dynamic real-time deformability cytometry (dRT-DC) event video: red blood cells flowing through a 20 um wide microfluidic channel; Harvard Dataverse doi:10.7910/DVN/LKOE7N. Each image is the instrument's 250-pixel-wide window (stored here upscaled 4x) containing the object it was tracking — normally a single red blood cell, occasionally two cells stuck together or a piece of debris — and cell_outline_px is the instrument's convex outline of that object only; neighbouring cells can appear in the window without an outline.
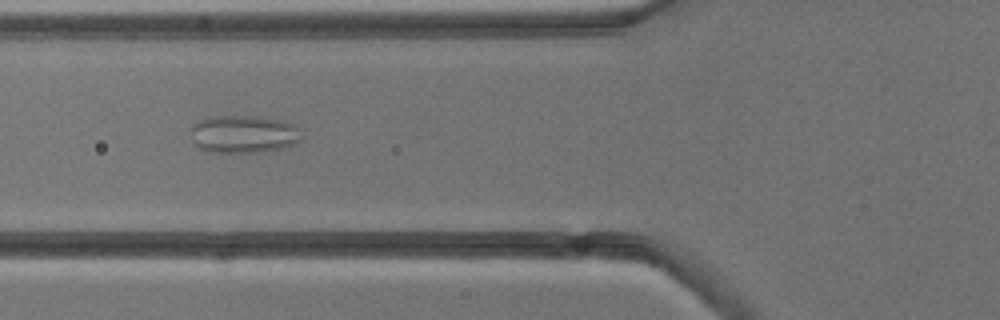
{"species": "common noctule bat (a hibernating species)", "species_latin": "Nyctalus noctula", "temperature_condition": "cold", "stored_images_in_passage": 6, "camera_frame_rate_fps": 3000, "um_per_image_px": 0.085, "animal": {"sex": "male", "body_mass_g": 13.3}, "frame": {"image": 1, "passage_image": 6, "time_ms": 5.667, "image_size_px": [1000, 320], "cell_outline_px": [[304, 140], [280, 148], [264, 152], [208, 152], [200, 148], [196, 144], [192, 132], [192, 124], [208, 116], [252, 116], [276, 120], [292, 124], [300, 128]], "centroid_in_image_um": [20.73, 11.4], "position_along_channel_um": 105.1, "area_um2": 24.22}}